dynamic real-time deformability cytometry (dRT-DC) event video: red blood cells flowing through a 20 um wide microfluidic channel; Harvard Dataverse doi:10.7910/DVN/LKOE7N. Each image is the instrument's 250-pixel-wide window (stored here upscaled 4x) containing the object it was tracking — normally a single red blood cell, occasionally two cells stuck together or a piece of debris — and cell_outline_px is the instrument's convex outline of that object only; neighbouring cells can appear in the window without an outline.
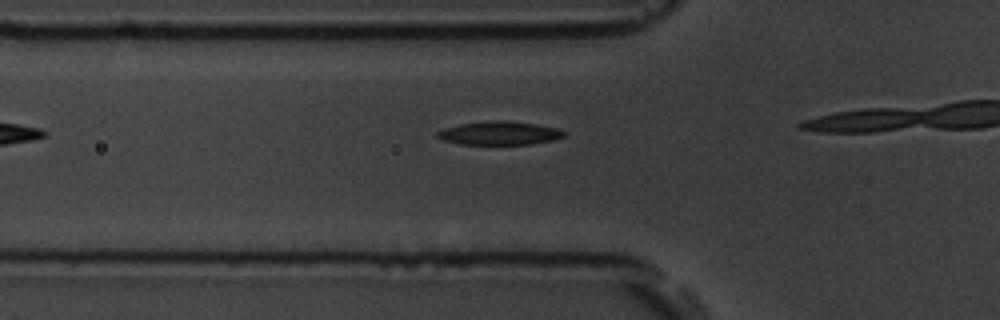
{"species": "common noctule bat (a hibernating species)", "species_latin": "Nyctalus noctula", "temperature_condition": "room temperature", "stored_images_in_passage": 4, "camera_frame_rate_fps": 3000, "um_per_image_px": 0.085, "animal": {"sex": "male", "body_mass_g": 19.5, "forearm_length_mm": 54.6}, "frame": {"image": 1, "passage_image": 2, "time_ms": 0.333, "image_size_px": [1000, 320], "cell_outline_px": [[564, 136], [552, 140], [532, 144], [460, 144], [444, 140], [436, 136], [436, 132], [444, 128], [460, 124], [492, 120], [504, 120], [536, 124], [556, 128], [564, 132]], "centroid_in_image_um": [42.42, 11.31], "position_along_channel_um": 83.4, "area_um2": 17.17}}